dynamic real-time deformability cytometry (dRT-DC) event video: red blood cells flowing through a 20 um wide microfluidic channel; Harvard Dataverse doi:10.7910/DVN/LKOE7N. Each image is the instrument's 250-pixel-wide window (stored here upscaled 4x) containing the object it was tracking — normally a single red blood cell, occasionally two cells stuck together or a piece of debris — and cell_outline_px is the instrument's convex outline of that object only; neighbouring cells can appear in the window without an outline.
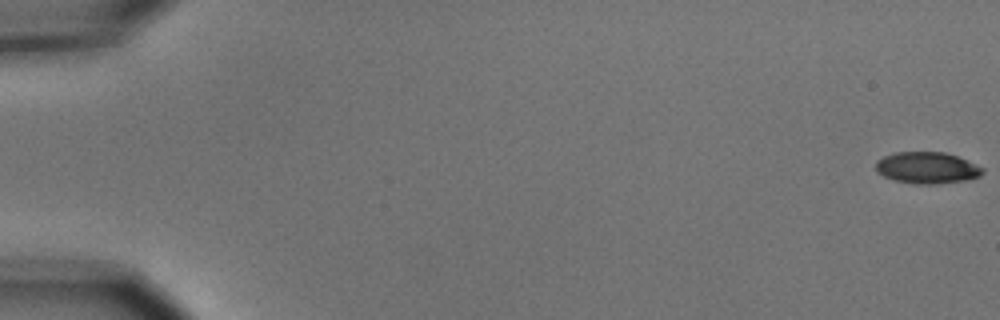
{"species": "common noctule bat (a hibernating species)", "species_latin": "Nyctalus noctula", "temperature_condition": "cold", "stored_images_in_passage": 7, "camera_frame_rate_fps": 3000, "um_per_image_px": 0.085, "animal": {"sex": "male", "body_mass_g": 15.6}, "frame": {"image": 1, "passage_image": 1, "time_ms": 0.0, "image_size_px": [1000, 320], "cell_outline_px": [[984, 172], [980, 176], [964, 180], [936, 184], [916, 184], [896, 180], [884, 176], [876, 172], [876, 160], [884, 156], [896, 152], [944, 152], [956, 156], [984, 168]], "centroid_in_image_um": [78.78, 14.26], "position_along_channel_um": 6.2, "area_um2": 19.48}}